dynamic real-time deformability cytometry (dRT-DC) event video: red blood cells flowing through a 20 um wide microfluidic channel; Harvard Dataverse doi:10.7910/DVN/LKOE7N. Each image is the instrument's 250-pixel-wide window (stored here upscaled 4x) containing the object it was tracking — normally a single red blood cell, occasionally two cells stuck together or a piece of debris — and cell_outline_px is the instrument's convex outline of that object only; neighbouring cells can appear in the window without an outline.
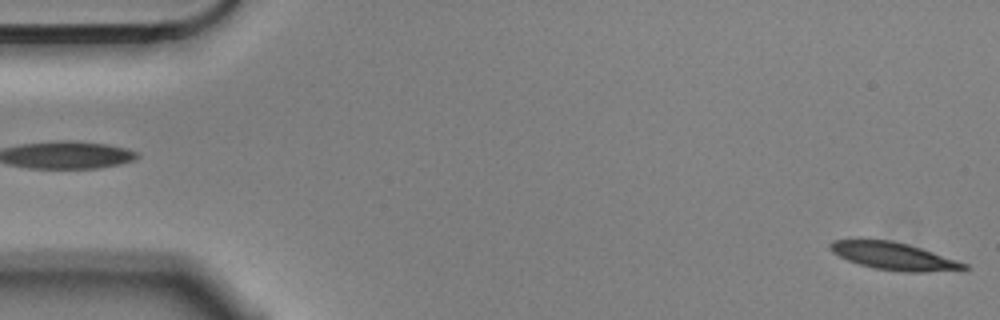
{"species": "Egyptian fruit bat (a non-hibernating species)", "species_latin": "Rousettus aegyptiacus", "temperature_condition": "cold", "stored_images_in_passage": 4, "camera_frame_rate_fps": 3000, "um_per_image_px": 0.085, "animal": {"sex": "male"}, "frame": {"image": 1, "passage_image": 4, "time_ms": 1.0, "image_size_px": [1000, 320], "cell_outline_px": [[972, 268], [964, 272], [900, 272], [872, 268], [848, 260], [832, 252], [828, 248], [828, 244], [832, 240], [892, 240], [908, 244], [968, 264]], "centroid_in_image_um": [76.08, 21.81], "position_along_channel_um": 8.9, "area_um2": 21.79}}